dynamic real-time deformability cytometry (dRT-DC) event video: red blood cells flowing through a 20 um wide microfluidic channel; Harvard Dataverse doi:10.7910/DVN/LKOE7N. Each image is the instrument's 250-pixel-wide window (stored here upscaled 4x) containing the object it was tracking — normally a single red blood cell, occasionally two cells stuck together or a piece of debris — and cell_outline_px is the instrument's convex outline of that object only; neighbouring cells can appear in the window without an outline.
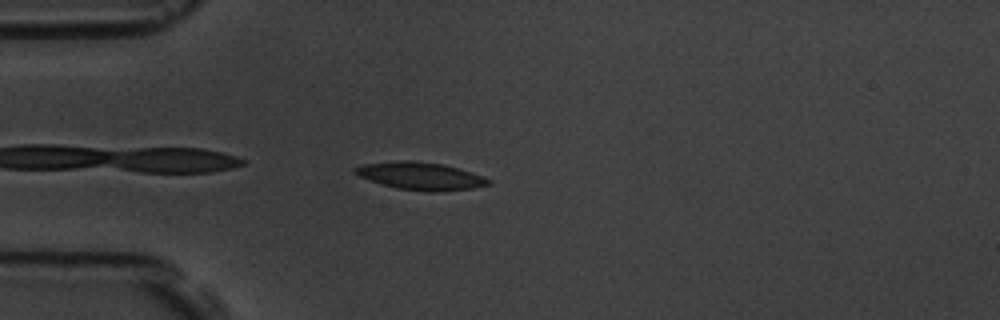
{"species": "common noctule bat (a hibernating species)", "species_latin": "Nyctalus noctula", "temperature_condition": "room temperature", "stored_images_in_passage": 41, "camera_frame_rate_fps": 3000, "um_per_image_px": 0.085, "animal": {"sex": "male", "body_mass_g": 19.5, "forearm_length_mm": 54.6}, "frame": {"image": 1, "passage_image": 1, "time_ms": 0.0, "image_size_px": [1000, 320], "cell_outline_px": [[492, 180], [488, 184], [472, 188], [436, 192], [428, 192], [396, 188], [380, 184], [360, 176], [352, 172], [352, 168], [364, 164], [396, 160], [408, 160], [440, 164], [456, 168], [484, 176]], "centroid_in_image_um": [35.7, 14.96], "position_along_channel_um": 49.3, "area_um2": 21.33}}
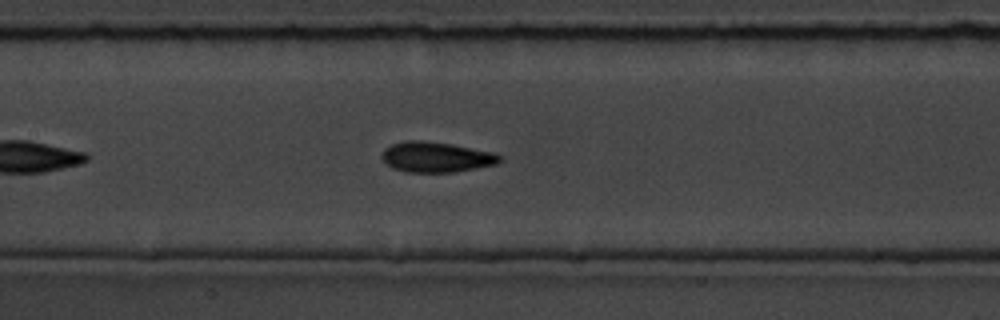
{"frame": {"image": 2, "passage_image": 12, "time_ms": 3.667, "image_size_px": [1000, 320], "cell_outline_px": [[504, 160], [496, 164], [456, 172], [404, 172], [392, 168], [380, 156], [384, 148], [392, 144], [404, 140], [420, 140], [452, 144], [496, 152], [504, 156]], "centroid_in_image_um": [37.12, 13.34], "position_along_channel_um": 170.3, "area_um2": 21.21}}
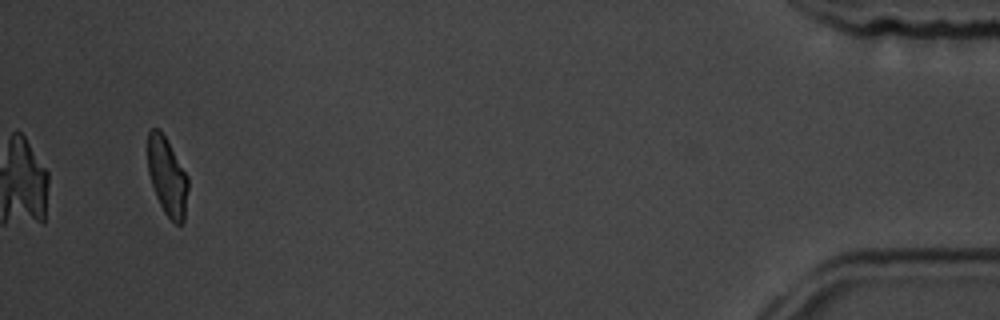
{"frame": {"image": 3, "passage_image": 39, "time_ms": 12.667, "image_size_px": [1000, 320], "cell_outline_px": [[188, 188], [184, 220], [180, 224], [176, 224], [164, 212], [156, 196], [148, 172], [148, 132], [152, 128], [160, 128], [188, 176]], "centroid_in_image_um": [14.21, 14.98], "position_along_channel_um": 421.0, "area_um2": 18.21}, "authors_computed_cell_mechanics": {"area_um2": 20.23, "velocity_mm_per_s": 3.6687, "shape_relaxation_time_tau1_ms": 4.9639, "shape_relaxation_time_tau2_ms": 1.6732, "deformation_change_tau1": 0.138, "deformation_change_tau2": 0.0663}}